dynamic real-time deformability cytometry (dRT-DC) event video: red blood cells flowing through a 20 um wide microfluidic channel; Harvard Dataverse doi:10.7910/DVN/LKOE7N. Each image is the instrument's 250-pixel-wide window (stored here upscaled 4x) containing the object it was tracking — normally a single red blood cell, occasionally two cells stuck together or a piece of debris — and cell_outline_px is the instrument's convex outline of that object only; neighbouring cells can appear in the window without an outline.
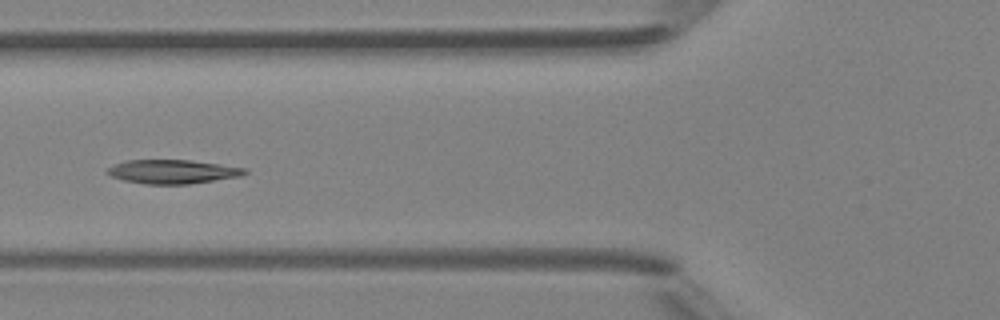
{"species": "Egyptian fruit bat (a non-hibernating species)", "species_latin": "Rousettus aegyptiacus", "temperature_condition": "room temperature", "stored_images_in_passage": 6, "camera_frame_rate_fps": 3000, "um_per_image_px": 0.085, "animal": {"sex": "female"}, "frame": {"image": 1, "passage_image": 5, "time_ms": 5.333, "image_size_px": [1000, 320], "cell_outline_px": [[248, 172], [240, 176], [188, 184], [144, 184], [124, 180], [112, 176], [108, 172], [108, 168], [116, 164], [128, 160], [192, 160], [248, 168]], "centroid_in_image_um": [14.72, 14.59], "position_along_channel_um": 111.1, "area_um2": 18.96}}
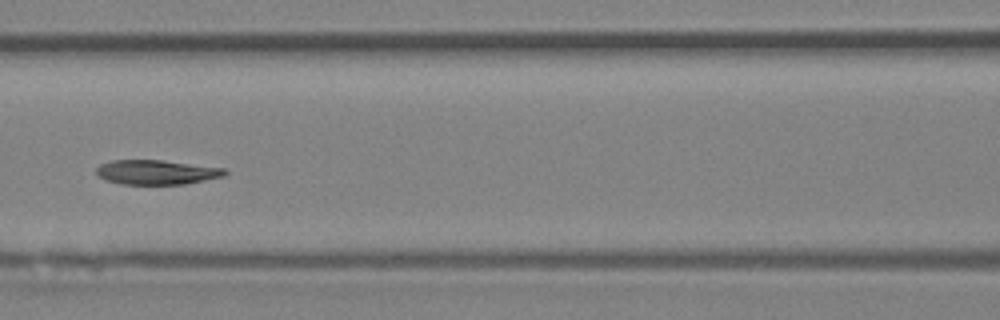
{"frame": {"image": 2, "passage_image": 6, "time_ms": 6.333, "image_size_px": [1000, 320], "cell_outline_px": [[228, 172], [224, 176], [184, 184], [120, 184], [104, 180], [96, 172], [96, 168], [100, 164], [112, 160], [160, 160], [224, 168]], "centroid_in_image_um": [13.28, 14.64], "position_along_channel_um": 153.3, "area_um2": 18.26}}